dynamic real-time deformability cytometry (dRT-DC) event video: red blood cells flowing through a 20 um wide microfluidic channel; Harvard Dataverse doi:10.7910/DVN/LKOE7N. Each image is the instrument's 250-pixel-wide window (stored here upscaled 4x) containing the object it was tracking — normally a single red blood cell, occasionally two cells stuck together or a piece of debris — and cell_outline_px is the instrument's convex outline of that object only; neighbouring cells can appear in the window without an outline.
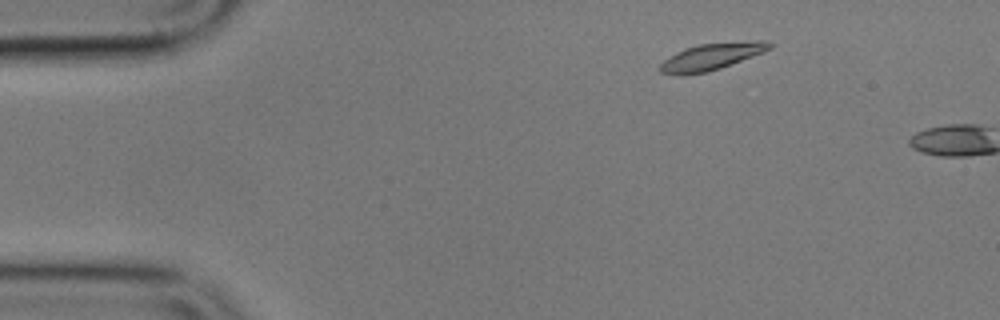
{"species": "common noctule bat (a hibernating species)", "species_latin": "Nyctalus noctula", "temperature_condition": "cold", "stored_images_in_passage": 7, "camera_frame_rate_fps": 3000, "um_per_image_px": 0.085, "animal": {"sex": "male", "body_mass_g": 17.9}, "frame": {"image": 1, "passage_image": 5, "time_ms": 1.333, "image_size_px": [1000, 320], "cell_outline_px": [[776, 44], [772, 48], [764, 52], [720, 68], [708, 72], [684, 76], [680, 76], [660, 72], [656, 68], [664, 60], [676, 52], [684, 48], [696, 44], [756, 40], [764, 40]], "centroid_in_image_um": [60.47, 4.81], "position_along_channel_um": 24.5, "area_um2": 17.51}}